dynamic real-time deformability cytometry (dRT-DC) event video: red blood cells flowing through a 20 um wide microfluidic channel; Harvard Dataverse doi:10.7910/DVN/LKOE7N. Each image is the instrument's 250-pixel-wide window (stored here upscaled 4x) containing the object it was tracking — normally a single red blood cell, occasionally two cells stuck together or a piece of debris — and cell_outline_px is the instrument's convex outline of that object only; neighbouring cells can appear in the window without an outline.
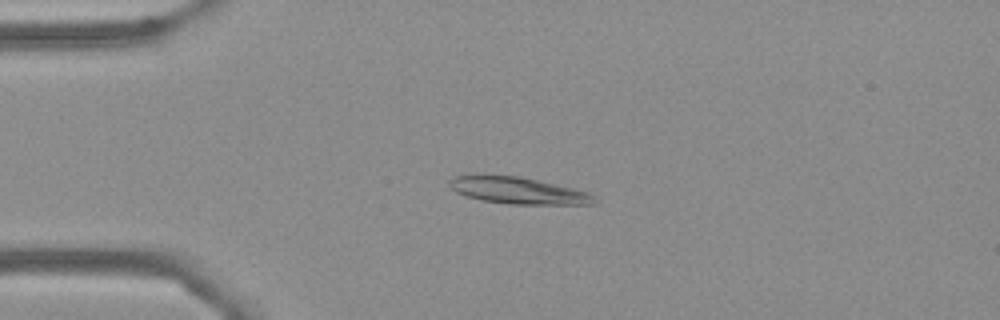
{"species": "Egyptian fruit bat (a non-hibernating species)", "species_latin": "Rousettus aegyptiacus", "temperature_condition": "cold", "stored_images_in_passage": 55, "camera_frame_rate_fps": 3000, "um_per_image_px": 0.085, "frame": {"image": 1, "passage_image": 13, "time_ms": 4.0, "image_size_px": [1000, 320], "cell_outline_px": [[596, 204], [508, 204], [480, 200], [464, 196], [456, 192], [448, 184], [448, 180], [456, 176], [484, 172], [520, 176], [572, 188], [588, 192], [596, 200]], "centroid_in_image_um": [43.91, 16.16], "position_along_channel_um": 41.1, "area_um2": 23.12}}
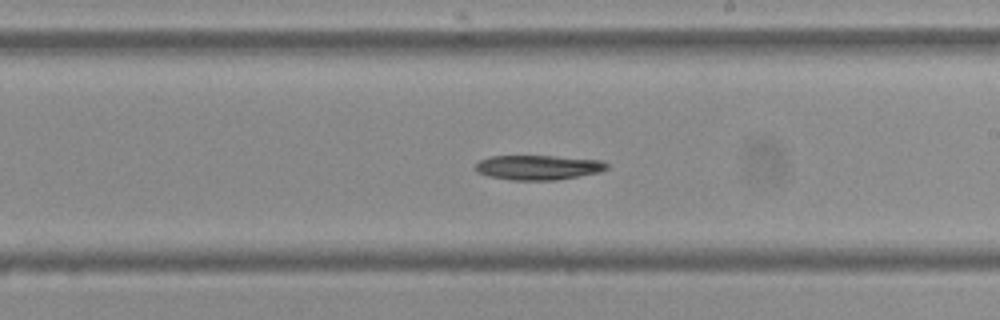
{"frame": {"image": 2, "passage_image": 32, "time_ms": 10.333, "image_size_px": [1000, 320], "cell_outline_px": [[608, 168], [600, 172], [556, 180], [512, 180], [488, 176], [476, 172], [476, 164], [480, 160], [488, 156], [556, 156], [600, 160], [608, 164]], "centroid_in_image_um": [45.73, 14.23], "position_along_channel_um": 243.3, "area_um2": 18.9}}
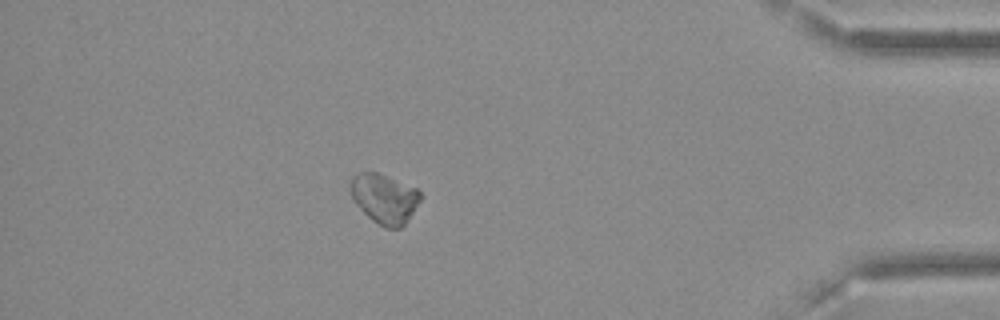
{"frame": {"image": 3, "passage_image": 49, "time_ms": 16.0, "image_size_px": [1000, 320], "cell_outline_px": [[424, 196], [408, 220], [400, 228], [384, 228], [372, 220], [356, 204], [348, 188], [348, 184], [352, 176], [356, 172], [376, 172], [416, 188]], "centroid_in_image_um": [32.66, 16.87], "position_along_channel_um": 402.5, "area_um2": 20.4}}